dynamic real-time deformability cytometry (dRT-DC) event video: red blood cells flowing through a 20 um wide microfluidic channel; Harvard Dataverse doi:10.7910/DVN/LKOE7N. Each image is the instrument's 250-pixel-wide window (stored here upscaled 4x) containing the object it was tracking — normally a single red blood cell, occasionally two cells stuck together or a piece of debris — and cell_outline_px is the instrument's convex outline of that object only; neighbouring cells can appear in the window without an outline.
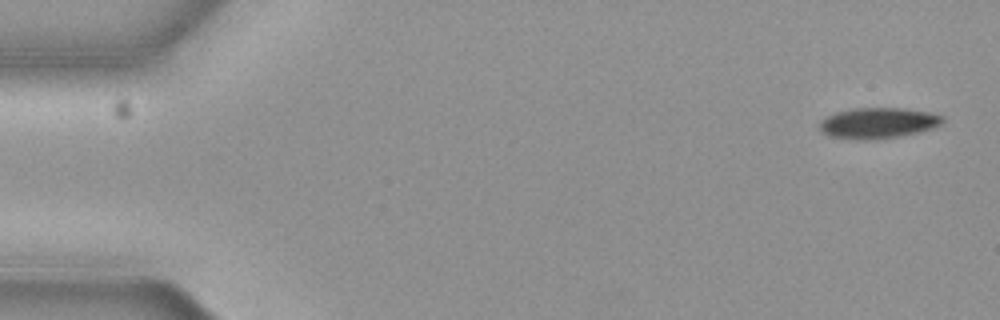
{"species": "common noctule bat (a hibernating species)", "species_latin": "Nyctalus noctula", "temperature_condition": "cold", "stored_images_in_passage": 5, "camera_frame_rate_fps": 3000, "um_per_image_px": 0.085, "animal": {"sex": "female", "body_mass_g": 19.3, "forearm_length_mm": 54.1}, "frame": {"image": 1, "passage_image": 1, "time_ms": 0.0, "image_size_px": [1000, 320], "cell_outline_px": [[944, 120], [940, 124], [932, 128], [916, 132], [896, 136], [860, 140], [832, 136], [824, 132], [820, 128], [820, 124], [828, 116], [836, 112], [852, 108], [904, 108], [928, 112], [944, 116]], "centroid_in_image_um": [74.66, 10.43], "position_along_channel_um": 10.3, "area_um2": 21.44}}
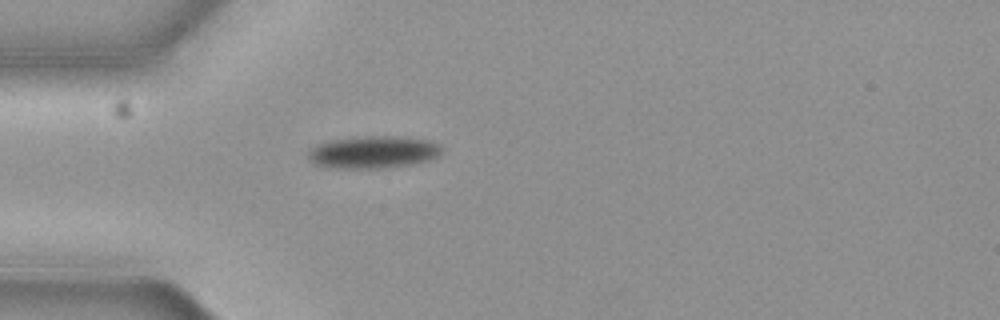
{"frame": {"image": 2, "passage_image": 5, "time_ms": 1.333, "image_size_px": [1000, 320], "cell_outline_px": [[444, 148], [440, 156], [432, 160], [384, 168], [336, 168], [316, 164], [308, 156], [308, 152], [316, 144], [328, 140], [356, 136], [396, 136], [432, 140], [440, 144]], "centroid_in_image_um": [31.79, 12.91], "position_along_channel_um": 53.2, "area_um2": 25.49}}